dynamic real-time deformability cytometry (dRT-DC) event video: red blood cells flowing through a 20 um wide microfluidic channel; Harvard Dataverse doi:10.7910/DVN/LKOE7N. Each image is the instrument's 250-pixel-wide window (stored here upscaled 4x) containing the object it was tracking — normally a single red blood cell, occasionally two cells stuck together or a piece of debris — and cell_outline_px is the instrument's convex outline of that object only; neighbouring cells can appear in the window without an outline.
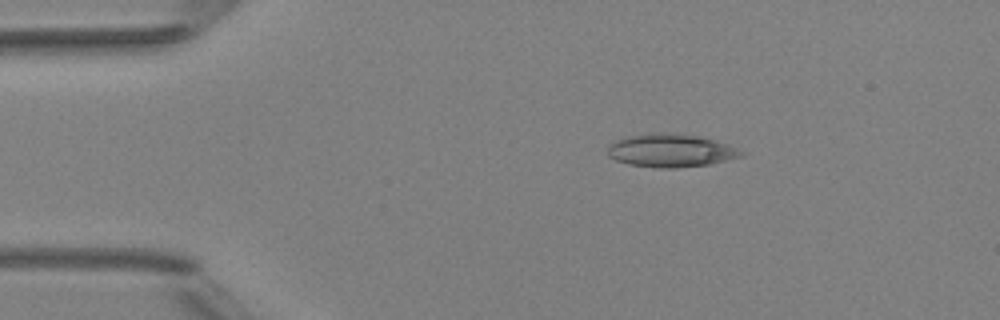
{"species": "Egyptian fruit bat (a non-hibernating species)", "species_latin": "Rousettus aegyptiacus", "temperature_condition": "room temperature", "stored_images_in_passage": 3, "camera_frame_rate_fps": 3000, "um_per_image_px": 0.085, "animal": {"sex": "female"}, "frame": {"image": 1, "passage_image": 1, "time_ms": 0.0, "image_size_px": [1000, 320], "cell_outline_px": [[744, 156], [708, 164], [676, 168], [656, 168], [628, 164], [616, 160], [608, 156], [608, 144], [612, 140], [624, 136], [652, 132], [668, 132], [700, 136], [716, 140], [736, 148], [744, 152]], "centroid_in_image_um": [56.95, 12.78], "position_along_channel_um": 28.0, "area_um2": 26.18}}
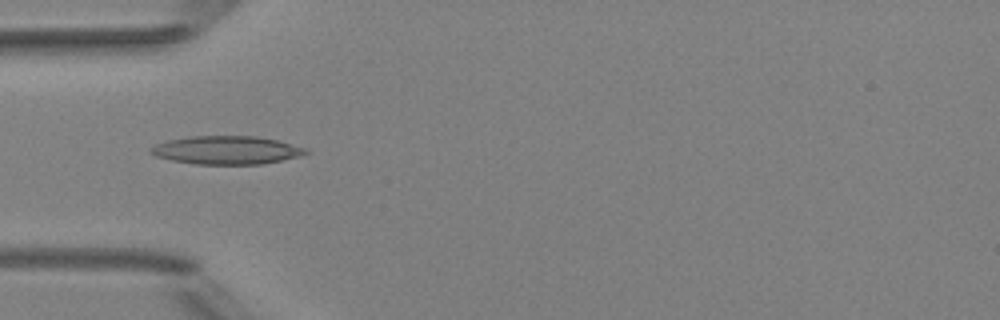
{"frame": {"image": 2, "passage_image": 2, "time_ms": 2.333, "image_size_px": [1000, 320], "cell_outline_px": [[312, 152], [304, 156], [264, 164], [196, 164], [172, 160], [156, 156], [148, 152], [148, 148], [156, 144], [168, 140], [192, 136], [256, 136], [276, 140], [292, 144], [304, 148]], "centroid_in_image_um": [19.29, 12.76], "position_along_channel_um": 65.7, "area_um2": 25.72}}
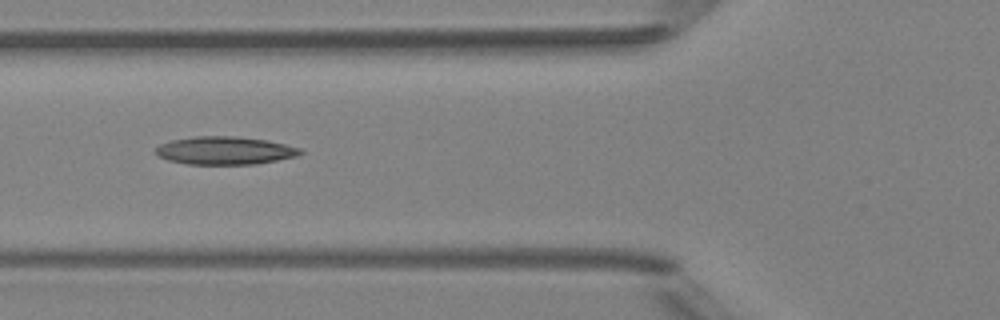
{"frame": {"image": 3, "passage_image": 3, "time_ms": 3.333, "image_size_px": [1000, 320], "cell_outline_px": [[304, 152], [296, 156], [256, 164], [188, 164], [168, 160], [156, 156], [152, 152], [160, 144], [172, 140], [196, 136], [236, 136], [268, 140], [300, 148]], "centroid_in_image_um": [19.07, 12.79], "position_along_channel_um": 106.7, "area_um2": 23.64}}